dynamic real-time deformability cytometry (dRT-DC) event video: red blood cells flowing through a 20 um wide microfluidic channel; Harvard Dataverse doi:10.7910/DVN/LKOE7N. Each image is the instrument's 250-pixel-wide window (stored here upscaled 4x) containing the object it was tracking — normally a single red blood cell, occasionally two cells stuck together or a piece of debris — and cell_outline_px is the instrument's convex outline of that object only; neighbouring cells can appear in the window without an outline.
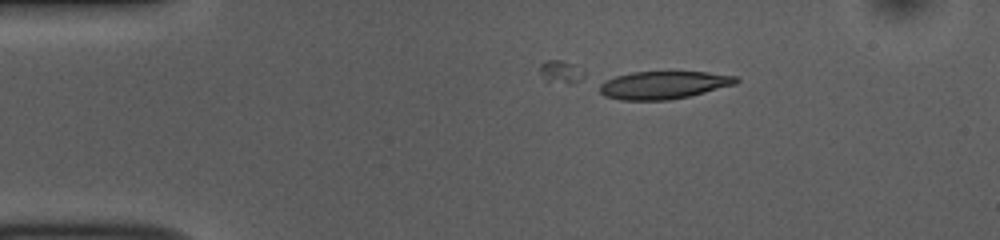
{"species": "common noctule bat (a hibernating species)", "species_latin": "Nyctalus noctula", "temperature_condition": "room temperature", "stored_images_in_passage": 8, "camera_frame_rate_fps": 3000, "um_per_image_px": 0.085, "animal": {"sex": "female", "body_mass_g": 10.0, "forearm_length_mm": 53.1}, "frame": {"image": 1, "passage_image": 1, "time_ms": 0.0, "image_size_px": [1000, 240], "cell_outline_px": [[740, 80], [736, 84], [688, 96], [668, 100], [620, 100], [604, 96], [600, 92], [600, 84], [604, 80], [616, 76], [632, 72], [708, 72], [736, 76]], "centroid_in_image_um": [56.38, 7.23], "position_along_channel_um": 28.6, "area_um2": 22.02}}